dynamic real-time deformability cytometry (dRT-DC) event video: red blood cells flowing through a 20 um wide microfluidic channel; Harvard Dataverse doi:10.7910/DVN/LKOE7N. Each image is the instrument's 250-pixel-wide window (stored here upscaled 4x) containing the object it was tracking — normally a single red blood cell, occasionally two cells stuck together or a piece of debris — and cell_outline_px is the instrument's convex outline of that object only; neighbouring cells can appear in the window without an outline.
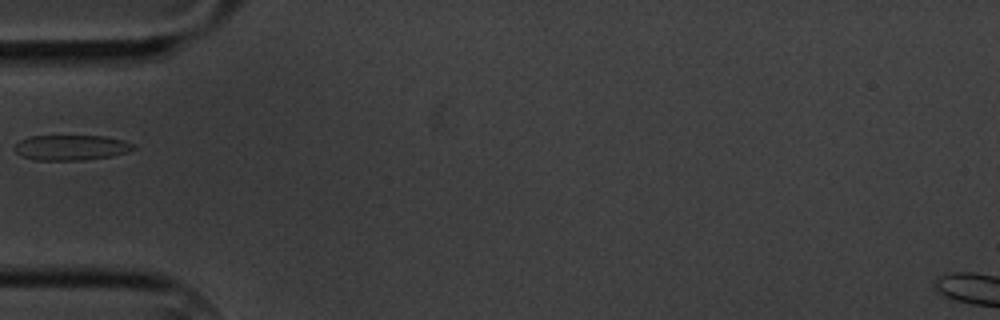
{"species": "common noctule bat (a hibernating species)", "species_latin": "Nyctalus noctula", "temperature_condition": "cold", "stored_images_in_passage": 11, "camera_frame_rate_fps": 3000, "um_per_image_px": 0.085, "animal": {"sex": "male", "body_mass_g": 20.1, "forearm_length_mm": 53.5}, "frame": {"image": 1, "passage_image": 1, "time_ms": 0.0, "image_size_px": [1000, 320], "cell_outline_px": [[136, 148], [128, 152], [112, 156], [84, 160], [36, 160], [20, 156], [12, 148], [20, 140], [28, 136], [104, 136], [124, 140], [136, 144]], "centroid_in_image_um": [6.06, 12.54], "position_along_channel_um": 78.9, "area_um2": 17.74}}
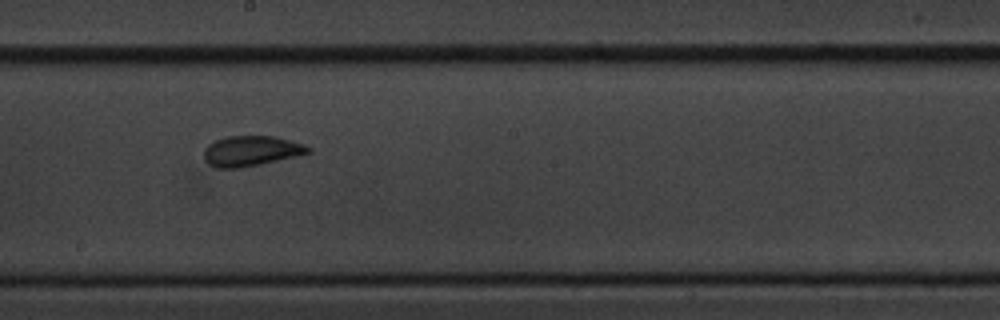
{"frame": {"image": 2, "passage_image": 5, "time_ms": 4.333, "image_size_px": [1000, 320], "cell_outline_px": [[312, 152], [296, 156], [260, 164], [240, 168], [216, 168], [208, 164], [204, 156], [204, 148], [208, 144], [216, 140], [228, 136], [276, 136], [304, 144], [312, 148]], "centroid_in_image_um": [21.35, 12.83], "position_along_channel_um": 226.8, "area_um2": 18.44}}
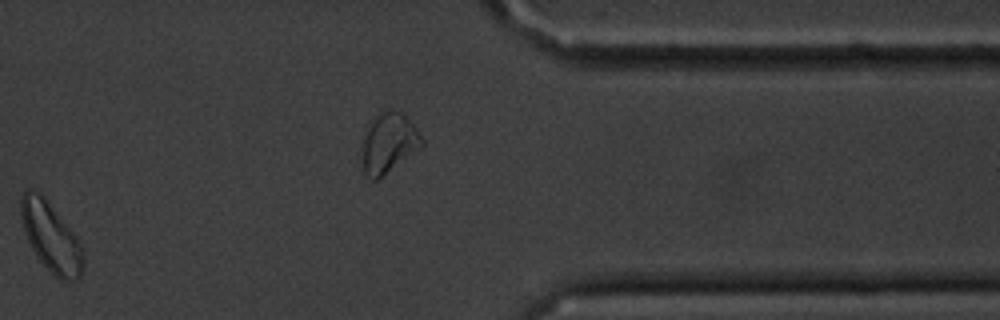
{"frame": {"image": 3, "passage_image": 9, "time_ms": 9.0, "image_size_px": [1000, 320], "cell_outline_px": [[84, 264], [80, 276], [76, 280], [68, 284], [60, 280], [36, 256], [28, 240], [20, 216], [20, 200], [24, 192], [28, 188], [36, 192], [48, 204], [72, 232], [80, 244], [84, 252]], "centroid_in_image_um": [4.34, 20.24], "position_along_channel_um": 407.1, "area_um2": 24.39}}